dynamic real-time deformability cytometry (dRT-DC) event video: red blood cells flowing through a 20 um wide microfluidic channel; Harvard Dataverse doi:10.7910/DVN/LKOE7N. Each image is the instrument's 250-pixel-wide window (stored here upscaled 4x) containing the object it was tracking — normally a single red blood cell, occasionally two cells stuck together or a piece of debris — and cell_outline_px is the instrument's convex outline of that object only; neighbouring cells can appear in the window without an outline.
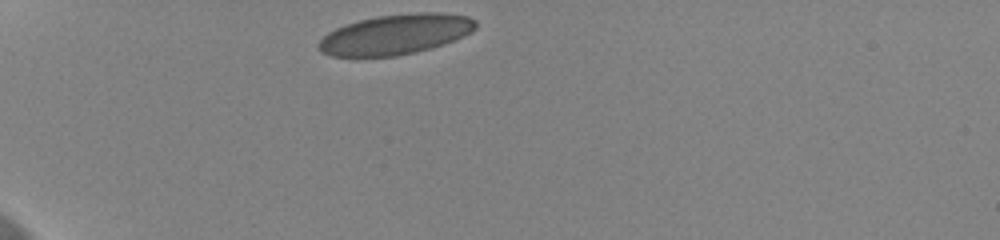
{"species": "human", "species_latin": "Homo sapiens", "temperature_condition": "cold", "stored_images_in_passage": 33, "camera_frame_rate_fps": 3000, "um_per_image_px": 0.085, "donor": {"sex": "female"}, "frame": {"image": 1, "passage_image": 1, "time_ms": 0.0, "image_size_px": [1000, 240], "cell_outline_px": [[476, 28], [472, 32], [464, 36], [432, 48], [416, 52], [396, 56], [332, 56], [320, 52], [316, 48], [316, 44], [328, 32], [336, 28], [360, 20], [376, 16], [416, 12], [440, 12], [468, 16], [476, 20]], "centroid_in_image_um": [33.63, 2.92], "position_along_channel_um": 51.4, "area_um2": 36.88}, "authors_computed_cell_mechanics": {"area_um2": 35.836, "velocity_mm_per_s": 3.6242, "shape_relaxation_time_tau1_ms": 3.2104, "shape_relaxation_time_tau2_ms": null, "deformation_change_tau1": 0.1159, "deformation_change_tau2": null}}